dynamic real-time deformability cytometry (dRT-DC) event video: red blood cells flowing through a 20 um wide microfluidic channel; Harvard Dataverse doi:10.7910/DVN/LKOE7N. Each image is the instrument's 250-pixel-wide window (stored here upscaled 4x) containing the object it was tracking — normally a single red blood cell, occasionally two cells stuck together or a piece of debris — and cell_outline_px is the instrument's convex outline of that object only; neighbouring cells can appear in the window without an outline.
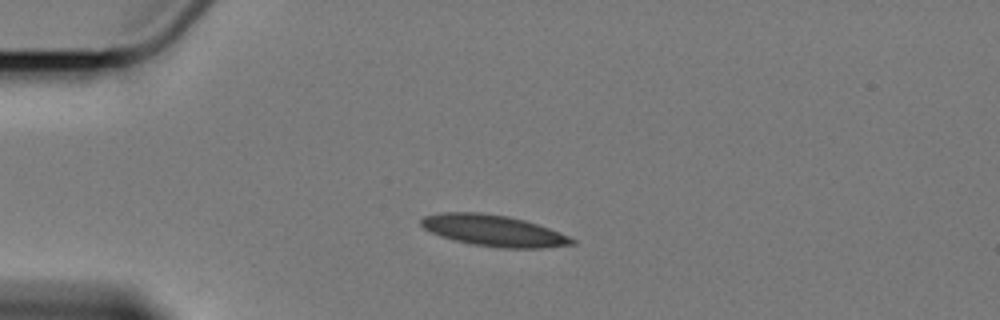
{"species": "Egyptian fruit bat (a non-hibernating species)", "species_latin": "Rousettus aegyptiacus", "temperature_condition": "cold", "stored_images_in_passage": 3, "camera_frame_rate_fps": 3000, "um_per_image_px": 0.085, "animal": {"sex": "female"}, "frame": {"image": 1, "passage_image": 3, "time_ms": 3.0, "image_size_px": [1000, 320], "cell_outline_px": [[576, 244], [544, 248], [496, 248], [472, 244], [440, 236], [424, 228], [420, 224], [420, 220], [424, 216], [440, 212], [480, 212], [508, 216], [524, 220], [548, 228], [568, 236], [576, 240]], "centroid_in_image_um": [41.95, 19.6], "position_along_channel_um": 43.1, "area_um2": 27.46}}